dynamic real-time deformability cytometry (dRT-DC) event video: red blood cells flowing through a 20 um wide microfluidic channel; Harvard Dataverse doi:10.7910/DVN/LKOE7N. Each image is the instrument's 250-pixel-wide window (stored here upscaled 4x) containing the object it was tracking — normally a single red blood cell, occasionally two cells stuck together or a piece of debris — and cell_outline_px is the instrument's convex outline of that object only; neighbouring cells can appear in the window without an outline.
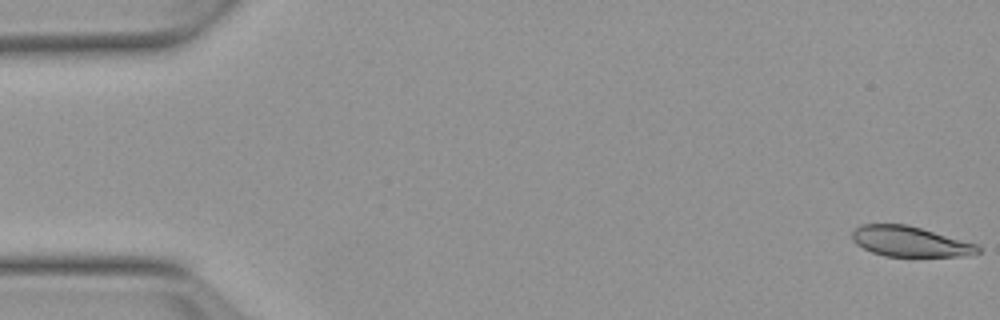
{"species": "Egyptian fruit bat (a non-hibernating species)", "species_latin": "Rousettus aegyptiacus", "temperature_condition": "warm", "stored_images_in_passage": 20, "camera_frame_rate_fps": 3000, "um_per_image_px": 0.085, "animal": {"sex": "female"}, "frame": {"image": 1, "passage_image": 1, "time_ms": 0.0, "image_size_px": [1000, 320], "cell_outline_px": [[980, 252], [960, 256], [884, 256], [872, 252], [856, 244], [852, 240], [852, 232], [860, 224], [908, 224], [976, 244], [980, 248]], "centroid_in_image_um": [77.3, 20.52], "position_along_channel_um": 7.7, "area_um2": 22.02}}
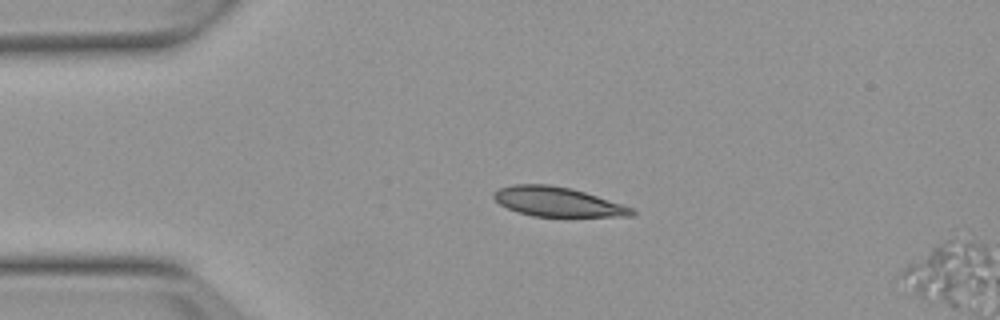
{"frame": {"image": 2, "passage_image": 12, "time_ms": 3.667, "image_size_px": [1000, 320], "cell_outline_px": [[636, 212], [632, 216], [532, 216], [508, 208], [500, 204], [492, 196], [492, 192], [500, 188], [512, 184], [548, 184], [572, 188], [632, 208]], "centroid_in_image_um": [47.34, 17.14], "position_along_channel_um": 37.7, "area_um2": 23.35}}
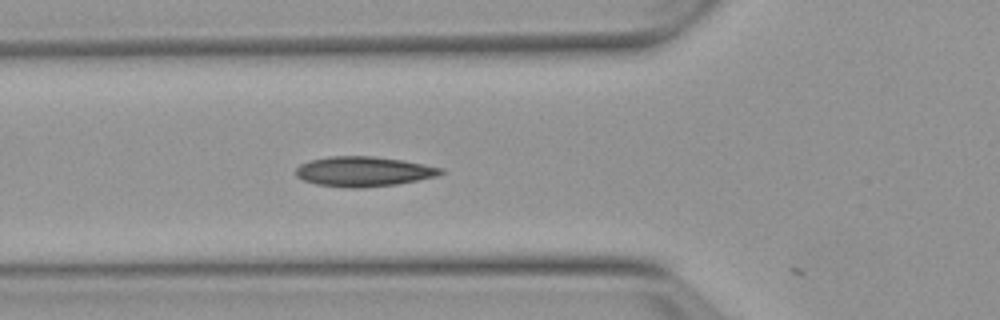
{"frame": {"image": 3, "passage_image": 19, "time_ms": 6.0, "image_size_px": [1000, 320], "cell_outline_px": [[444, 172], [436, 176], [396, 184], [364, 188], [344, 188], [316, 184], [304, 180], [296, 176], [296, 168], [300, 164], [312, 160], [328, 156], [372, 156], [404, 160], [444, 168]], "centroid_in_image_um": [30.9, 14.58], "position_along_channel_um": 94.9, "area_um2": 25.32}}